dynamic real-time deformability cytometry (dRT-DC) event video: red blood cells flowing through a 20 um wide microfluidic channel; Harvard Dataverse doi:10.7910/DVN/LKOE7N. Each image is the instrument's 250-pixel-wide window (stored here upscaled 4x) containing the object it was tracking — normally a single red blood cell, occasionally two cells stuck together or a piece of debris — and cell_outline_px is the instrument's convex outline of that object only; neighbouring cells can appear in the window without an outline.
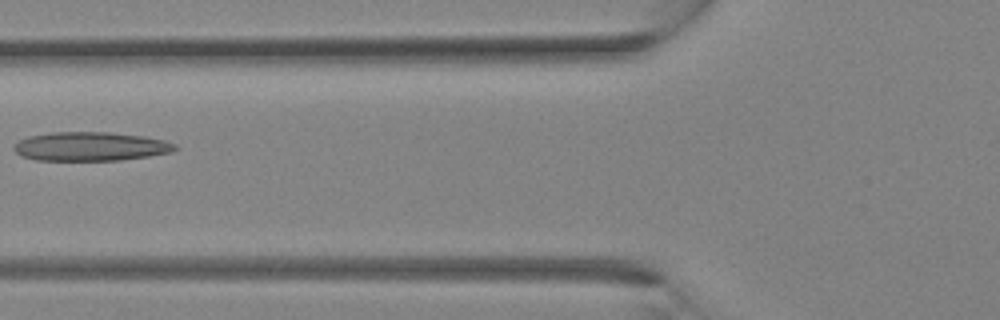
{"species": "Egyptian fruit bat (a non-hibernating species)", "species_latin": "Rousettus aegyptiacus", "temperature_condition": "room temperature", "stored_images_in_passage": 3, "camera_frame_rate_fps": 3000, "um_per_image_px": 0.085, "animal": {"sex": "female"}, "frame": {"image": 1, "passage_image": 3, "time_ms": 0.667, "image_size_px": [1000, 320], "cell_outline_px": [[180, 148], [172, 152], [148, 156], [120, 160], [36, 160], [20, 156], [12, 148], [20, 140], [28, 136], [52, 132], [108, 132], [144, 136], [164, 140], [176, 144]], "centroid_in_image_um": [7.71, 12.44], "position_along_channel_um": 118.1, "area_um2": 27.22}}